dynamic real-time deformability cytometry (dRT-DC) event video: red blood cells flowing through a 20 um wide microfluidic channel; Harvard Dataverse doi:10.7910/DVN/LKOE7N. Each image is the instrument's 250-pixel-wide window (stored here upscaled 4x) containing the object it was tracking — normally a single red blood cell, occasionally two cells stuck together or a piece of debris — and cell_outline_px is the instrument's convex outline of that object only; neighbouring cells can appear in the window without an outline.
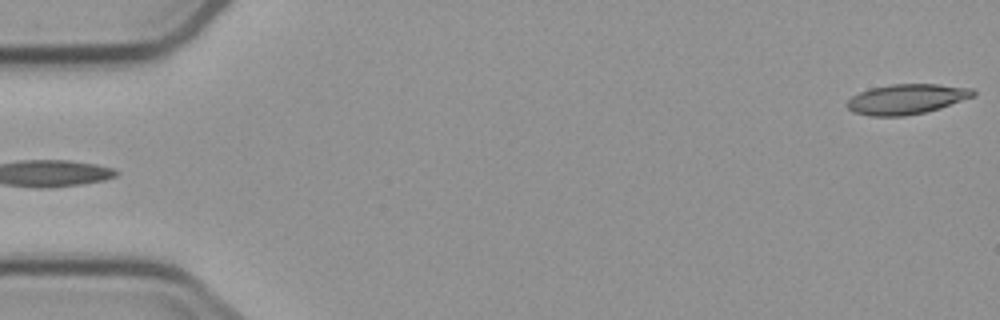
{"species": "common noctule bat (a hibernating species)", "species_latin": "Nyctalus noctula", "temperature_condition": "cold", "stored_images_in_passage": 4, "camera_frame_rate_fps": 3000, "um_per_image_px": 0.085, "animal": {"sex": "male", "body_mass_g": 23.1, "forearm_length_mm": 52.7}, "frame": {"image": 1, "passage_image": 4, "time_ms": 5.333, "image_size_px": [1000, 320], "cell_outline_px": [[976, 96], [940, 108], [924, 112], [904, 116], [872, 116], [852, 112], [844, 104], [852, 96], [860, 92], [872, 88], [892, 84], [940, 84], [972, 88], [976, 92]], "centroid_in_image_um": [77.07, 8.42], "position_along_channel_um": 7.9, "area_um2": 22.2}}